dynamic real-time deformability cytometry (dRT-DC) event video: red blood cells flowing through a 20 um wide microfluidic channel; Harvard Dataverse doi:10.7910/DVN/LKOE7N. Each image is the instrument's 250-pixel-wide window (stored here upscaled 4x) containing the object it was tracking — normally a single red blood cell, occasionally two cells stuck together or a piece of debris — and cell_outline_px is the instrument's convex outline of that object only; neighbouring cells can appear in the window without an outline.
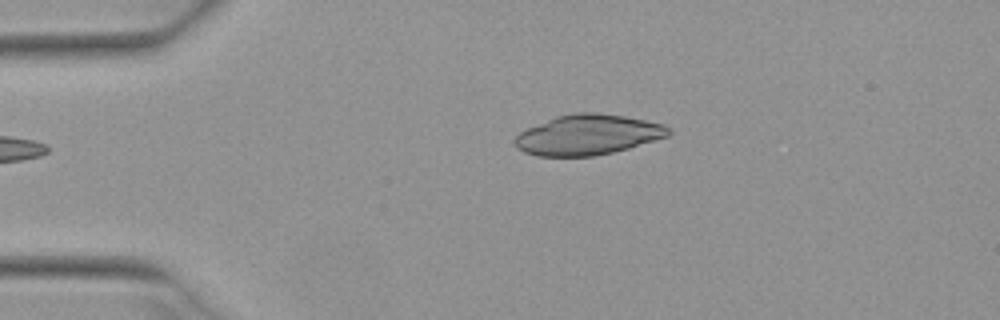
{"species": "Egyptian fruit bat (a non-hibernating species)", "species_latin": "Rousettus aegyptiacus", "temperature_condition": "warm", "stored_images_in_passage": 10, "camera_frame_rate_fps": 3000, "um_per_image_px": 0.085, "animal": {"sex": "female"}, "frame": {"image": 1, "passage_image": 1, "time_ms": 0.0, "image_size_px": [1000, 320], "cell_outline_px": [[672, 132], [668, 136], [628, 148], [596, 156], [536, 156], [524, 152], [516, 148], [512, 140], [520, 132], [528, 128], [556, 116], [572, 112], [596, 112], [624, 116], [664, 124]], "centroid_in_image_um": [49.93, 11.46], "position_along_channel_um": 35.1, "area_um2": 36.07}}